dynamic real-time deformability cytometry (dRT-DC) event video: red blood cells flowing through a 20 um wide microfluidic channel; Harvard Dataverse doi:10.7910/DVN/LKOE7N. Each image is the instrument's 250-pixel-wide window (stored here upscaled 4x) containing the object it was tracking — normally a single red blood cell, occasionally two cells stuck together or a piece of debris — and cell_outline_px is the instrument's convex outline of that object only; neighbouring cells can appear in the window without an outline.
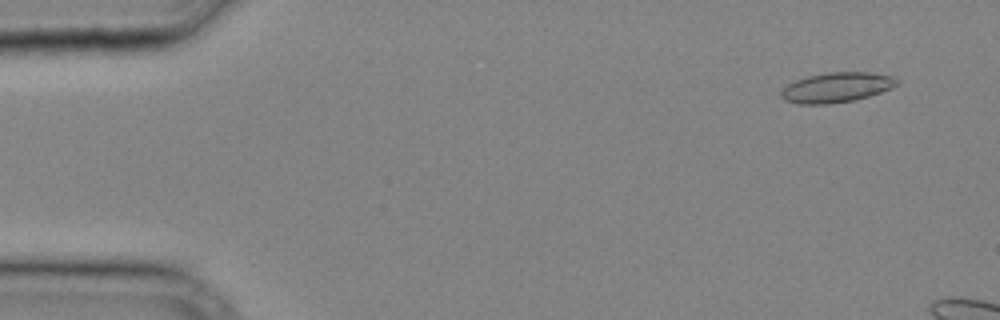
{"species": "common noctule bat (a hibernating species)", "species_latin": "Nyctalus noctula", "temperature_condition": "cold", "stored_images_in_passage": 8, "camera_frame_rate_fps": 3000, "um_per_image_px": 0.085, "animal": {"sex": "male", "body_mass_g": 20.4}, "frame": {"image": 1, "passage_image": 3, "time_ms": 0.667, "image_size_px": [1000, 320], "cell_outline_px": [[900, 84], [892, 88], [856, 100], [828, 104], [796, 104], [784, 100], [780, 96], [780, 92], [788, 84], [796, 80], [808, 76], [828, 72], [868, 72], [896, 76], [900, 80]], "centroid_in_image_um": [71.15, 7.43], "position_along_channel_um": 13.9, "area_um2": 20.46}}